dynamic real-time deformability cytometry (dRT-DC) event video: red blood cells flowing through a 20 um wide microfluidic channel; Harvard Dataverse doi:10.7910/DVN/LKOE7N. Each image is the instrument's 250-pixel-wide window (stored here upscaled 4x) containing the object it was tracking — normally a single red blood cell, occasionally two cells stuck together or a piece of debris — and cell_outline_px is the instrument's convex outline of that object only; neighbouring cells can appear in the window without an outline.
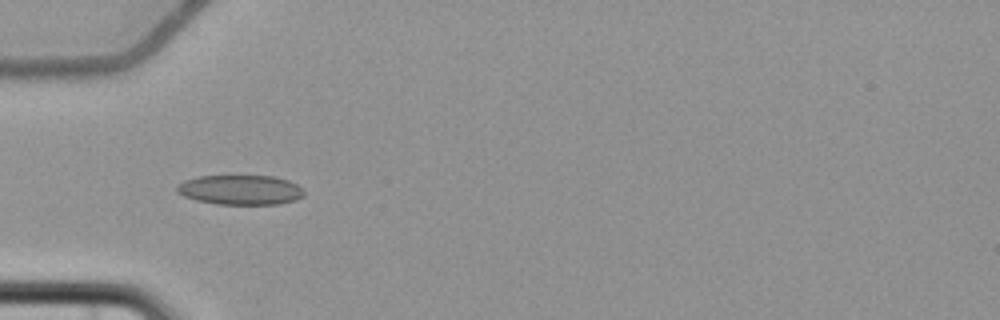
{"species": "common noctule bat (a hibernating species)", "species_latin": "Nyctalus noctula", "temperature_condition": "cold", "stored_images_in_passage": 8, "camera_frame_rate_fps": 3000, "um_per_image_px": 0.085, "animal": {"sex": "female", "body_mass_g": 22.7, "forearm_length_mm": 54.2}, "frame": {"image": 1, "passage_image": 6, "time_ms": 6.0, "image_size_px": [1000, 320], "cell_outline_px": [[304, 196], [296, 200], [280, 204], [216, 204], [196, 200], [184, 196], [176, 192], [176, 188], [184, 180], [196, 176], [272, 176], [288, 180], [296, 184], [304, 192]], "centroid_in_image_um": [20.42, 16.14], "position_along_channel_um": 64.6, "area_um2": 22.02}}
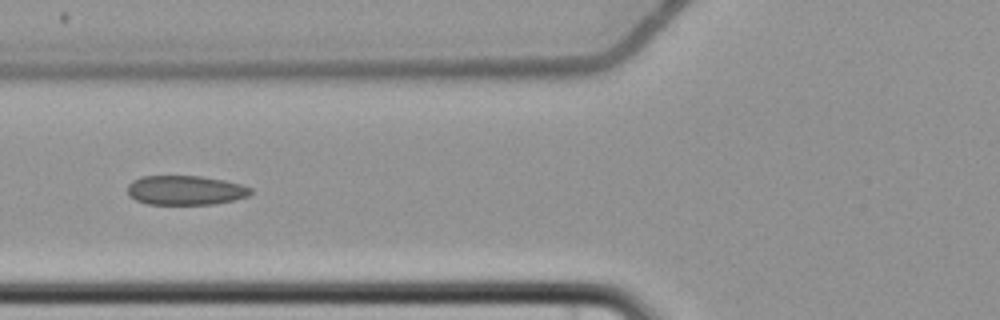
{"frame": {"image": 2, "passage_image": 7, "time_ms": 7.333, "image_size_px": [1000, 320], "cell_outline_px": [[252, 192], [248, 196], [236, 200], [212, 204], [148, 204], [136, 200], [128, 196], [128, 184], [132, 180], [140, 176], [200, 176], [224, 180], [240, 184], [252, 188]], "centroid_in_image_um": [15.75, 16.17], "position_along_channel_um": 110.1, "area_um2": 21.21}}
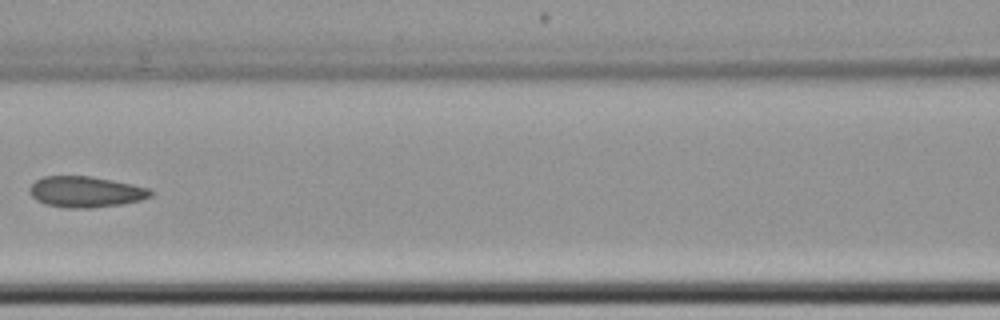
{"frame": {"image": 3, "passage_image": 8, "time_ms": 8.667, "image_size_px": [1000, 320], "cell_outline_px": [[152, 196], [140, 200], [120, 204], [88, 208], [68, 208], [44, 204], [36, 200], [28, 192], [28, 188], [36, 180], [44, 176], [92, 176], [132, 184], [148, 188], [152, 192]], "centroid_in_image_um": [7.24, 16.3], "position_along_channel_um": 159.4, "area_um2": 21.79}}